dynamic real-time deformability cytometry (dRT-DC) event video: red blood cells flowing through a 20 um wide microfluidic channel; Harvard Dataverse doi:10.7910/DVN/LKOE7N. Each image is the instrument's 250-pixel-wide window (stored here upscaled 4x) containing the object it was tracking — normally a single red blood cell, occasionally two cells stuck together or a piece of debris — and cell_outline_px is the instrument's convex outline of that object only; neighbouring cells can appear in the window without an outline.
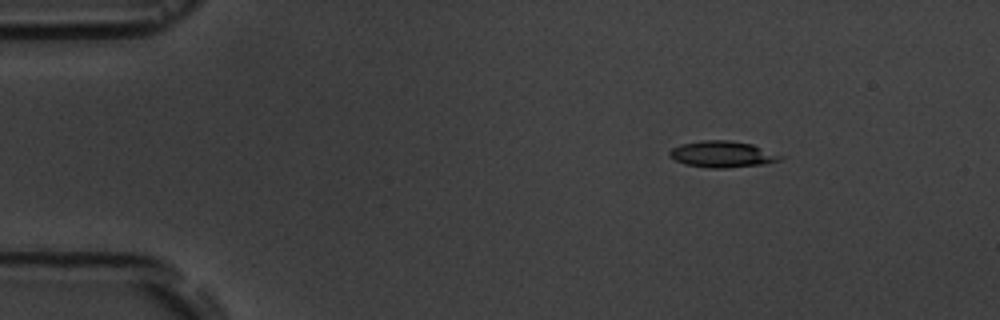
{"species": "common noctule bat (a hibernating species)", "species_latin": "Nyctalus noctula", "temperature_condition": "room temperature", "stored_images_in_passage": 7, "camera_frame_rate_fps": 3000, "um_per_image_px": 0.085, "animal": {"sex": "male", "body_mass_g": 19.5, "forearm_length_mm": 54.6}, "frame": {"image": 1, "passage_image": 1, "time_ms": 0.0, "image_size_px": [1000, 320], "cell_outline_px": [[784, 156], [780, 160], [764, 164], [724, 168], [708, 168], [684, 164], [668, 156], [668, 152], [672, 148], [680, 144], [700, 140], [728, 140], [752, 144]], "centroid_in_image_um": [61.36, 13.11], "position_along_channel_um": 23.6, "area_um2": 17.05}}
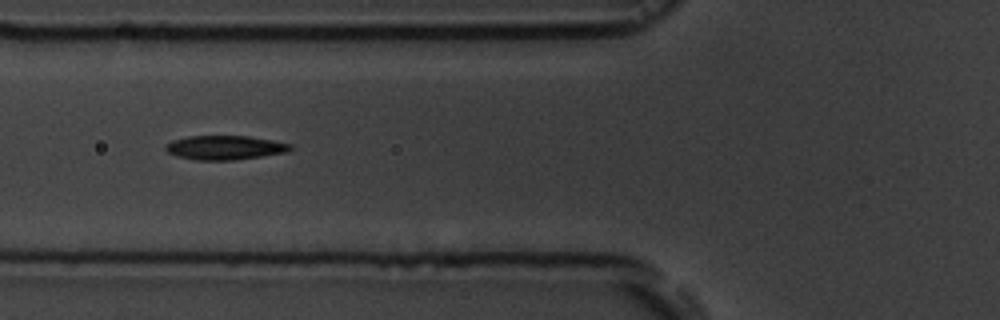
{"frame": {"image": 2, "passage_image": 4, "time_ms": 4.333, "image_size_px": [1000, 320], "cell_outline_px": [[292, 148], [288, 152], [232, 160], [196, 160], [180, 156], [168, 152], [164, 148], [164, 144], [172, 140], [188, 136], [248, 136], [272, 140], [292, 144]], "centroid_in_image_um": [19.11, 12.53], "position_along_channel_um": 106.7, "area_um2": 17.46}}
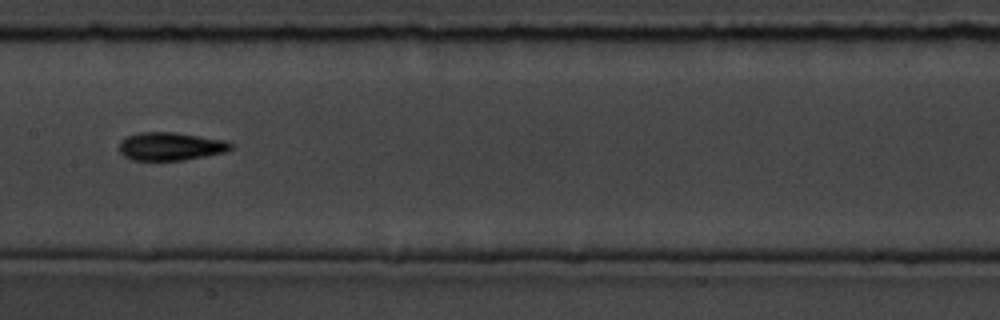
{"frame": {"image": 3, "passage_image": 6, "time_ms": 6.667, "image_size_px": [1000, 320], "cell_outline_px": [[232, 148], [224, 152], [184, 160], [132, 160], [124, 156], [120, 152], [120, 140], [128, 136], [140, 132], [176, 132], [224, 140], [232, 144]], "centroid_in_image_um": [14.47, 12.43], "position_along_channel_um": 192.9, "area_um2": 18.15}}